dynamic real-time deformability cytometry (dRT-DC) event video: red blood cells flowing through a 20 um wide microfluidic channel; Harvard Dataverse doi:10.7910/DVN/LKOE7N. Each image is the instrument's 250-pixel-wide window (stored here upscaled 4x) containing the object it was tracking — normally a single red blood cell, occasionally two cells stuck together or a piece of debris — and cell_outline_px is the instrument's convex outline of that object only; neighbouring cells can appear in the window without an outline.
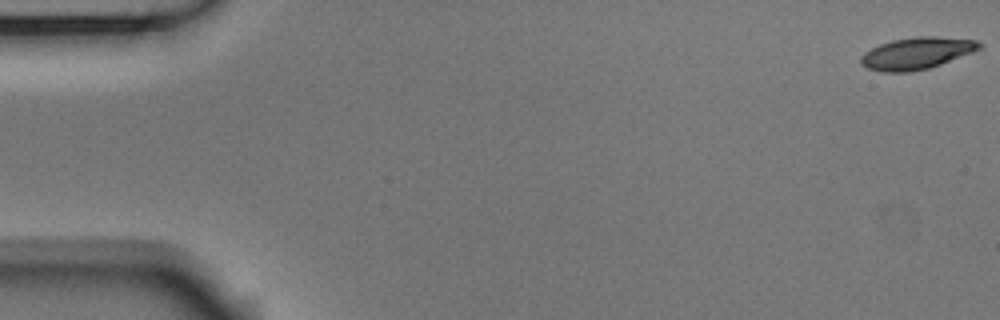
{"species": "Egyptian fruit bat (a non-hibernating species)", "species_latin": "Rousettus aegyptiacus", "temperature_condition": "room temperature", "stored_images_in_passage": 10, "camera_frame_rate_fps": 3000, "um_per_image_px": 0.085, "animal": {"sex": "male"}, "frame": {"image": 1, "passage_image": 1, "time_ms": 0.0, "image_size_px": [1000, 320], "cell_outline_px": [[984, 44], [980, 48], [972, 52], [940, 64], [928, 68], [908, 72], [880, 72], [868, 68], [860, 64], [860, 56], [864, 52], [880, 44], [892, 40], [916, 36], [932, 36], [976, 40]], "centroid_in_image_um": [77.88, 4.52], "position_along_channel_um": 7.1, "area_um2": 21.91}}